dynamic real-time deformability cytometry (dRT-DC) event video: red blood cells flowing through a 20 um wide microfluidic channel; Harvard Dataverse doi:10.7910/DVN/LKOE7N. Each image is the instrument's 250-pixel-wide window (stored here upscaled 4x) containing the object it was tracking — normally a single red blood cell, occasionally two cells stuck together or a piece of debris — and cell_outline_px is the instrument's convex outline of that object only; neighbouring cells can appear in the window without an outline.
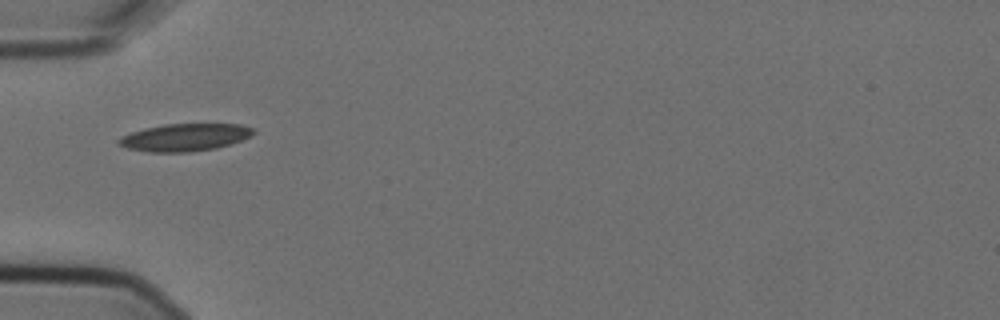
{"species": "Egyptian fruit bat (a non-hibernating species)", "species_latin": "Rousettus aegyptiacus", "temperature_condition": "cold", "stored_images_in_passage": 1, "camera_frame_rate_fps": 3000, "um_per_image_px": 0.085, "animal": {"sex": "female"}, "frame": {"image": 1, "passage_image": 1, "time_ms": 0.0, "image_size_px": [1000, 320], "cell_outline_px": [[256, 132], [252, 136], [216, 148], [188, 152], [148, 152], [128, 148], [116, 144], [116, 140], [120, 136], [144, 128], [164, 124], [240, 124], [256, 128]], "centroid_in_image_um": [15.7, 11.67], "position_along_channel_um": 69.3, "area_um2": 21.68}}